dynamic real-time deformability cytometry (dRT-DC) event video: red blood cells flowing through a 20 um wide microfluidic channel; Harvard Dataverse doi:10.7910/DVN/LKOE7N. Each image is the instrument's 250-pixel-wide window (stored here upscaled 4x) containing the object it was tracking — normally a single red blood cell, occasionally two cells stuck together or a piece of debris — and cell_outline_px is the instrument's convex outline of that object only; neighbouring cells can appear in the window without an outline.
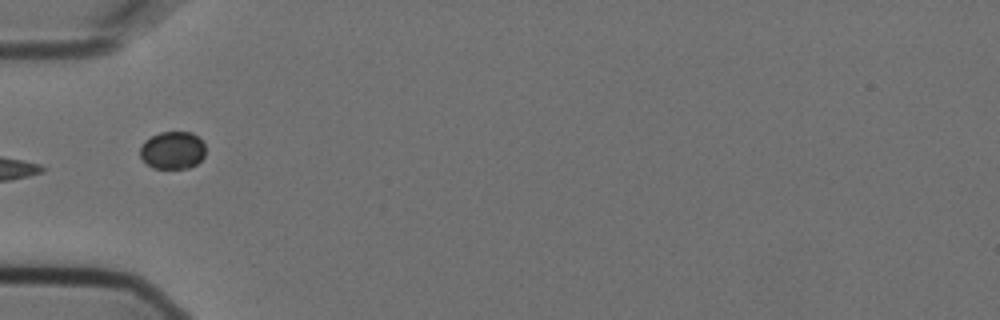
{"species": "Egyptian fruit bat (a non-hibernating species)", "species_latin": "Rousettus aegyptiacus", "temperature_condition": "cold", "stored_images_in_passage": 8, "camera_frame_rate_fps": 3000, "um_per_image_px": 0.085, "animal": {"sex": "female"}, "frame": {"image": 1, "passage_image": 4, "time_ms": 1.0, "image_size_px": [1000, 320], "cell_outline_px": [[204, 156], [196, 164], [188, 168], [152, 168], [140, 156], [140, 148], [144, 140], [160, 132], [192, 132], [204, 144]], "centroid_in_image_um": [14.65, 12.77], "position_along_channel_um": 70.3, "area_um2": 14.22}}
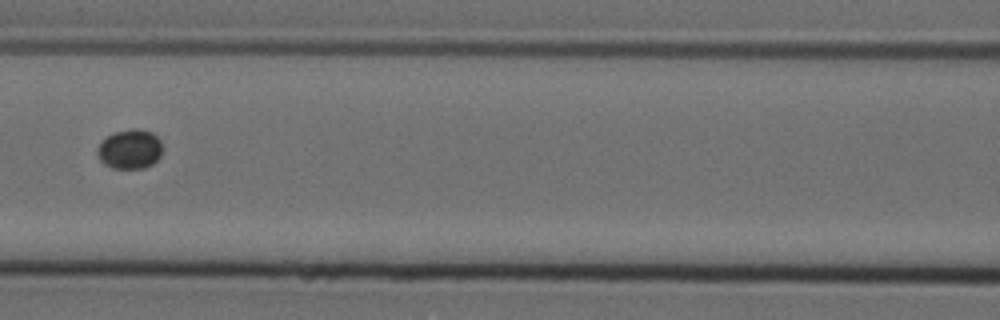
{"frame": {"image": 2, "passage_image": 6, "time_ms": 1.667, "image_size_px": [1000, 320], "cell_outline_px": [[160, 156], [152, 164], [144, 168], [112, 168], [104, 164], [100, 160], [96, 152], [96, 148], [108, 136], [116, 132], [132, 128], [136, 128], [152, 132], [160, 140]], "centroid_in_image_um": [11.02, 12.68], "position_along_channel_um": 155.6, "area_um2": 14.8}}
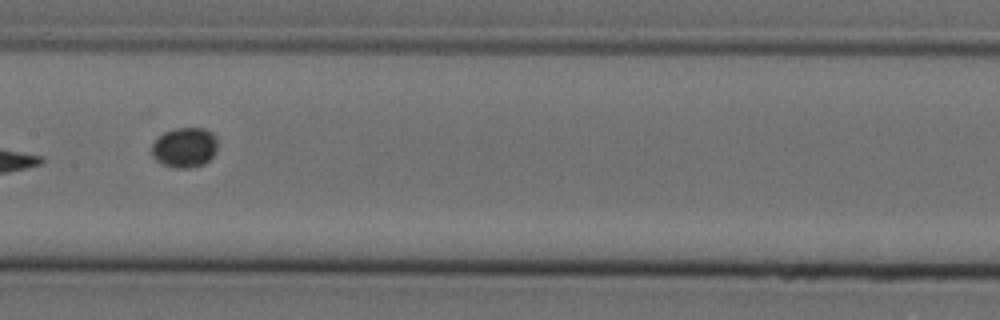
{"frame": {"image": 3, "passage_image": 7, "time_ms": 2.0, "image_size_px": [1000, 320], "cell_outline_px": [[216, 152], [204, 164], [188, 168], [176, 168], [160, 164], [152, 156], [152, 144], [164, 132], [176, 128], [204, 128], [212, 132], [216, 136]], "centroid_in_image_um": [15.69, 12.54], "position_along_channel_um": 191.7, "area_um2": 15.37}}